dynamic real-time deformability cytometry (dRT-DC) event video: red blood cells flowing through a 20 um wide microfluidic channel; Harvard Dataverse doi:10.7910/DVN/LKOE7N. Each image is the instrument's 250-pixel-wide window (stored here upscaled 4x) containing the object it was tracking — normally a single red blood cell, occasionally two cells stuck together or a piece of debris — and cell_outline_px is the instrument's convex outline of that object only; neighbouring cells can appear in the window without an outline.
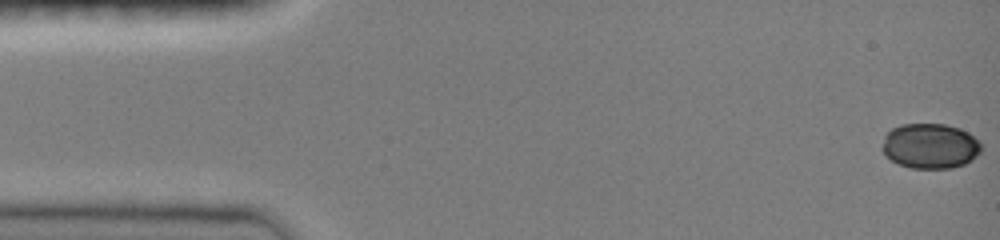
{"species": "common noctule bat (a hibernating species)", "species_latin": "Nyctalus noctula", "temperature_condition": "room temperature", "stored_images_in_passage": 48, "camera_frame_rate_fps": 3000, "um_per_image_px": 0.085, "animal": {"sex": "female", "body_mass_g": 19.0, "forearm_length_mm": 51.5}, "frame": {"image": 1, "passage_image": 1, "time_ms": 0.0, "image_size_px": [1000, 240], "cell_outline_px": [[984, 148], [976, 156], [964, 164], [952, 168], [912, 168], [900, 164], [892, 160], [880, 148], [884, 136], [892, 128], [900, 124], [944, 124], [960, 128], [968, 132]], "centroid_in_image_um": [79.05, 12.4], "position_along_channel_um": 5.9, "area_um2": 26.01}}
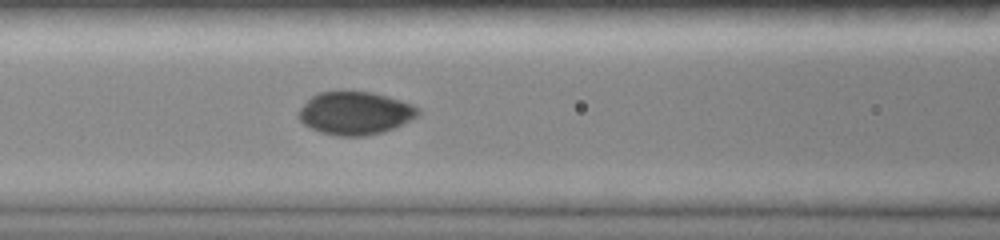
{"frame": {"image": 2, "passage_image": 20, "time_ms": 6.333, "image_size_px": [1000, 240], "cell_outline_px": [[420, 112], [412, 120], [384, 132], [368, 136], [336, 136], [320, 132], [304, 124], [296, 116], [296, 112], [312, 96], [320, 92], [372, 92], [388, 96], [412, 104], [420, 108]], "centroid_in_image_um": [30.19, 9.63], "position_along_channel_um": 136.4, "area_um2": 30.0}}
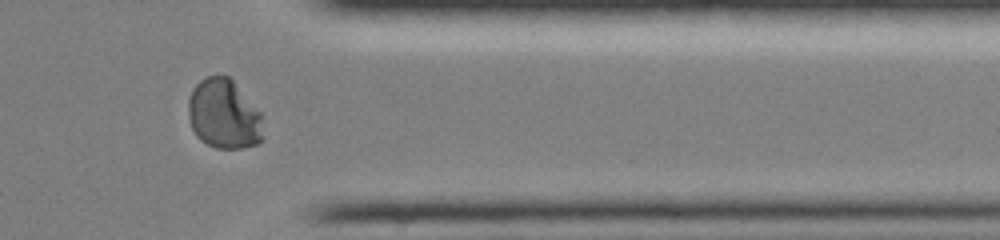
{"frame": {"image": 3, "passage_image": 39, "time_ms": 12.667, "image_size_px": [1000, 240], "cell_outline_px": [[260, 144], [244, 148], [216, 148], [200, 140], [196, 136], [192, 128], [188, 116], [188, 100], [192, 88], [200, 80], [208, 76], [228, 76], [232, 80], [260, 112]], "centroid_in_image_um": [18.98, 9.71], "position_along_channel_um": 392.4, "area_um2": 30.06}, "authors_computed_cell_mechanics": {"area_um2": 29.9693, "velocity_mm_per_s": 4.062, "shape_relaxation_time_tau1_ms": 7.283, "shape_relaxation_time_tau2_ms": null, "deformation_change_tau1": 0.2374, "deformation_change_tau2": null}}